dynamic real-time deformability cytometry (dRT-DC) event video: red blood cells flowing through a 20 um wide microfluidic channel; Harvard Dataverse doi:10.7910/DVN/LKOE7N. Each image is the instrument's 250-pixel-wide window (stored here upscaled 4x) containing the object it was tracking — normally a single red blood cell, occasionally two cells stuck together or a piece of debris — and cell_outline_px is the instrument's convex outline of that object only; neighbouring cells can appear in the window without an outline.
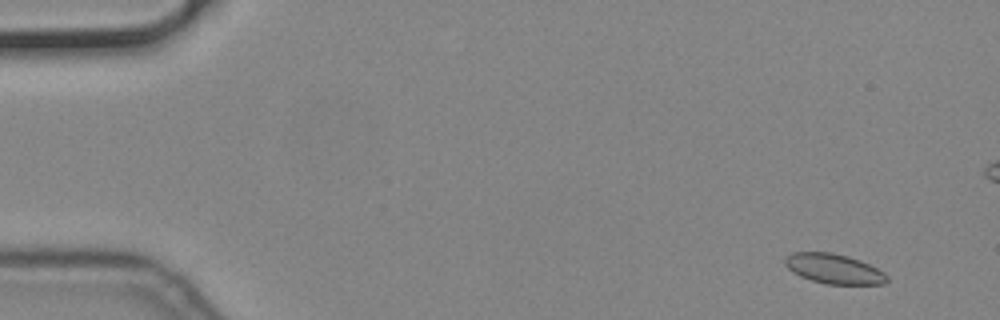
{"species": "common noctule bat (a hibernating species)", "species_latin": "Nyctalus noctula", "temperature_condition": "cold", "stored_images_in_passage": 59, "camera_frame_rate_fps": 3000, "um_per_image_px": 0.085, "animal": {"sex": "male", "body_mass_g": 19.2, "forearm_length_mm": 51.8}, "frame": {"image": 1, "passage_image": 5, "time_ms": 1.333, "image_size_px": [1000, 320], "cell_outline_px": [[888, 280], [884, 284], [824, 284], [800, 276], [792, 272], [784, 264], [784, 256], [792, 252], [832, 252], [848, 256], [860, 260], [884, 272], [888, 276]], "centroid_in_image_um": [70.85, 22.84], "position_along_channel_um": 14.2, "area_um2": 17.86}}
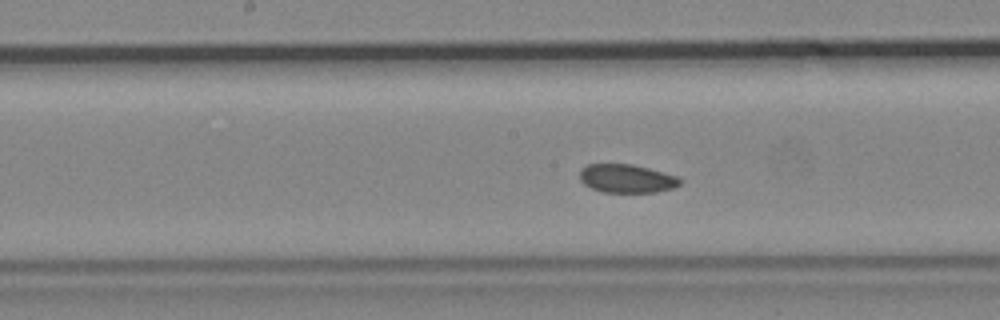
{"frame": {"image": 2, "passage_image": 30, "time_ms": 9.667, "image_size_px": [1000, 320], "cell_outline_px": [[684, 180], [676, 188], [656, 192], [604, 192], [592, 188], [584, 184], [580, 180], [580, 168], [588, 164], [632, 164], [648, 168], [676, 176]], "centroid_in_image_um": [53.29, 15.18], "position_along_channel_um": 194.9, "area_um2": 16.7}}
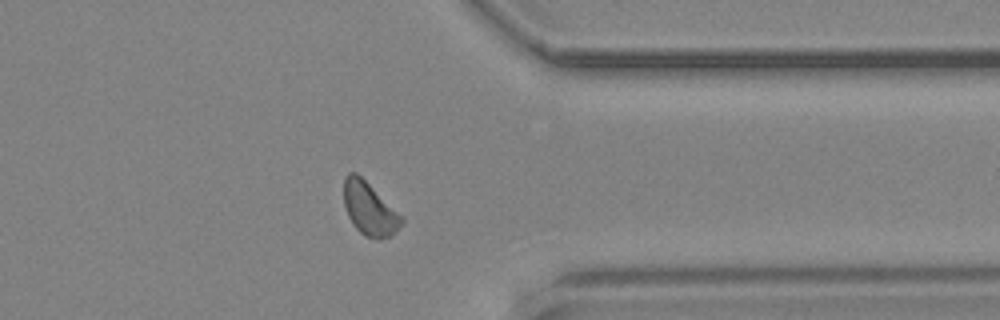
{"frame": {"image": 3, "passage_image": 46, "time_ms": 15.0, "image_size_px": [1000, 320], "cell_outline_px": [[404, 220], [392, 236], [380, 240], [364, 236], [352, 224], [348, 216], [344, 204], [344, 176], [348, 172], [356, 172], [404, 216]], "centroid_in_image_um": [31.41, 17.76], "position_along_channel_um": 380.0, "area_um2": 18.03}}